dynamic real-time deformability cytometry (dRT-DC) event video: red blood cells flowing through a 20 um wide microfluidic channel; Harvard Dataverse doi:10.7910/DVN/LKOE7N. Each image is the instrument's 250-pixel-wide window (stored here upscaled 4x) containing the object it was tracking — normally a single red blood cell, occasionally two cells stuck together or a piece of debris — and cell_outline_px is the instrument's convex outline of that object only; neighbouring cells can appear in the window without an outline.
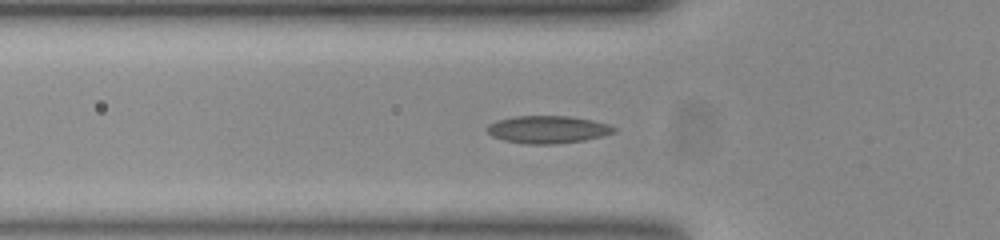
{"species": "common noctule bat (a hibernating species)", "species_latin": "Nyctalus noctula", "temperature_condition": "room temperature", "stored_images_in_passage": 52, "camera_frame_rate_fps": 3000, "um_per_image_px": 0.085, "animal": {"sex": "female", "body_mass_g": 23.0, "forearm_length_mm": 53.4}, "frame": {"image": 1, "passage_image": 16, "time_ms": 5.0, "image_size_px": [1000, 240], "cell_outline_px": [[616, 132], [604, 136], [584, 140], [556, 144], [528, 144], [504, 140], [492, 136], [488, 132], [488, 124], [496, 120], [516, 116], [568, 116], [592, 120], [608, 124], [616, 128]], "centroid_in_image_um": [46.58, 11.01], "position_along_channel_um": 79.2, "area_um2": 20.35}}
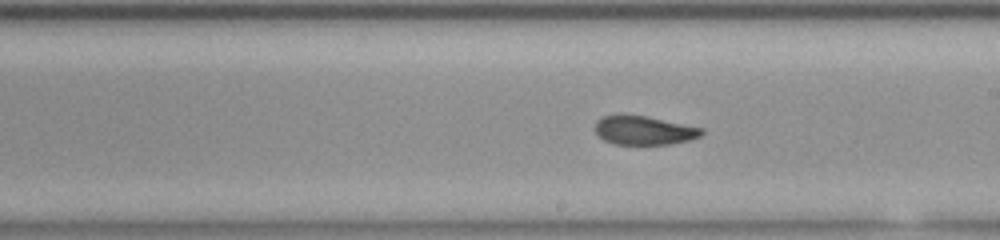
{"frame": {"image": 2, "passage_image": 28, "time_ms": 9.0, "image_size_px": [1000, 240], "cell_outline_px": [[704, 132], [700, 136], [688, 140], [668, 144], [612, 144], [604, 140], [596, 132], [596, 120], [604, 116], [644, 116], [704, 128]], "centroid_in_image_um": [54.76, 11.1], "position_along_channel_um": 234.2, "area_um2": 17.46}}
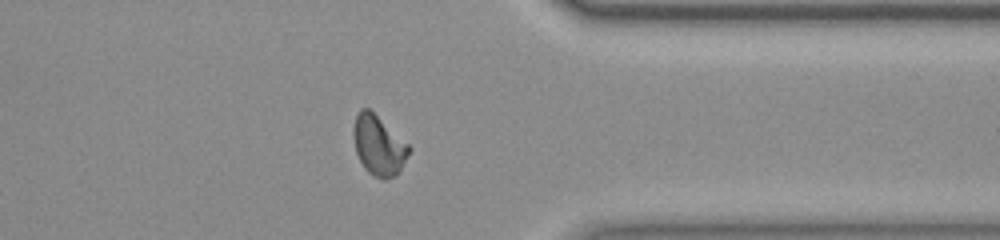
{"frame": {"image": 3, "passage_image": 40, "time_ms": 13.0, "image_size_px": [1000, 240], "cell_outline_px": [[408, 156], [400, 168], [392, 176], [384, 180], [368, 172], [364, 168], [356, 152], [356, 116], [360, 108], [368, 108], [408, 144]], "centroid_in_image_um": [32.19, 12.37], "position_along_channel_um": 379.2, "area_um2": 18.21}, "authors_computed_cell_mechanics": {"area_um2": 18.9584, "velocity_mm_per_s": 3.8757, "shape_relaxation_time_tau1_ms": null, "shape_relaxation_time_tau2_ms": 1.8481, "deformation_change_tau1": null, "deformation_change_tau2": 0.0621}}